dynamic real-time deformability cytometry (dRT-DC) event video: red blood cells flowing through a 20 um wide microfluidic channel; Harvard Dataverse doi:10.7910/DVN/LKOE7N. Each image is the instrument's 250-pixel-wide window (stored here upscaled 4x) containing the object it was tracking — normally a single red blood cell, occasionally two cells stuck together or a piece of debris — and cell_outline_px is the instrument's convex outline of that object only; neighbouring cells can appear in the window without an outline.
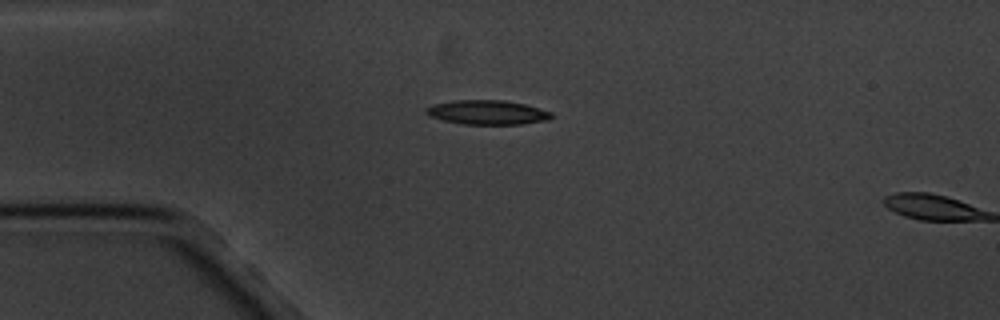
{"species": "common noctule bat (a hibernating species)", "species_latin": "Nyctalus noctula", "temperature_condition": "cold", "stored_images_in_passage": 2, "camera_frame_rate_fps": 3000, "um_per_image_px": 0.085, "animal": {"sex": "male", "body_mass_g": 20.1, "forearm_length_mm": 53.5}, "frame": {"image": 1, "passage_image": 1, "time_ms": 0.0, "image_size_px": [1000, 320], "cell_outline_px": [[552, 116], [548, 120], [524, 124], [464, 124], [444, 120], [428, 116], [424, 112], [424, 108], [432, 104], [452, 100], [504, 100], [524, 104], [552, 112]], "centroid_in_image_um": [41.38, 9.54], "position_along_channel_um": 43.6, "area_um2": 17.86}}